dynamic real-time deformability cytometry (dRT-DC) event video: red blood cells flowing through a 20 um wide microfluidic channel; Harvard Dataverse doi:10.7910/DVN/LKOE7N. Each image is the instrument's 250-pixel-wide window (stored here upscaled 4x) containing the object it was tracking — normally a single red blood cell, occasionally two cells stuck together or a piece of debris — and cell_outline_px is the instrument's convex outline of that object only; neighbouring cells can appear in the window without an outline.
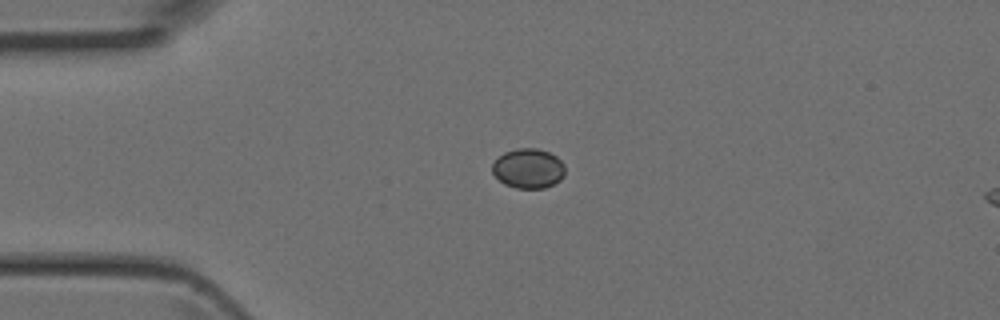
{"species": "Egyptian fruit bat (a non-hibernating species)", "species_latin": "Rousettus aegyptiacus", "temperature_condition": "room temperature", "stored_images_in_passage": 4, "camera_frame_rate_fps": 3000, "um_per_image_px": 0.085, "animal": {"sex": "female"}, "frame": {"image": 1, "passage_image": 2, "time_ms": 0.333, "image_size_px": [1000, 320], "cell_outline_px": [[564, 176], [560, 180], [544, 188], [516, 188], [504, 184], [492, 172], [492, 164], [504, 152], [516, 148], [536, 148], [548, 152], [556, 156], [564, 164]], "centroid_in_image_um": [44.91, 14.31], "position_along_channel_um": 40.1, "area_um2": 16.76}}
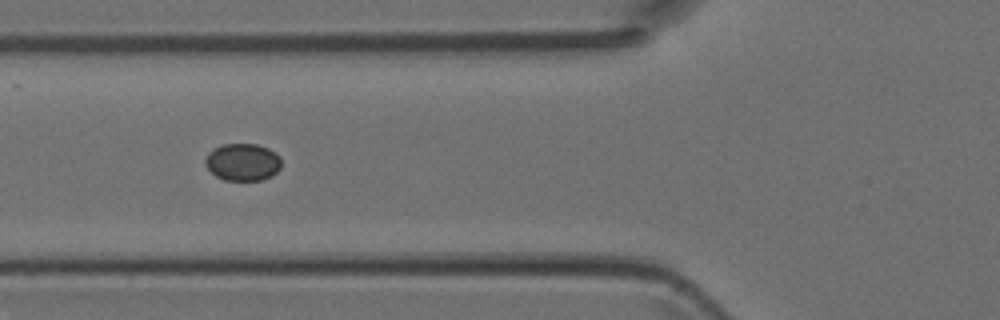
{"frame": {"image": 2, "passage_image": 4, "time_ms": 1.0, "image_size_px": [1000, 320], "cell_outline_px": [[280, 168], [272, 176], [260, 180], [224, 180], [216, 176], [204, 164], [204, 160], [208, 152], [224, 144], [256, 144], [268, 148], [280, 156]], "centroid_in_image_um": [20.62, 13.78], "position_along_channel_um": 105.2, "area_um2": 16.47}}